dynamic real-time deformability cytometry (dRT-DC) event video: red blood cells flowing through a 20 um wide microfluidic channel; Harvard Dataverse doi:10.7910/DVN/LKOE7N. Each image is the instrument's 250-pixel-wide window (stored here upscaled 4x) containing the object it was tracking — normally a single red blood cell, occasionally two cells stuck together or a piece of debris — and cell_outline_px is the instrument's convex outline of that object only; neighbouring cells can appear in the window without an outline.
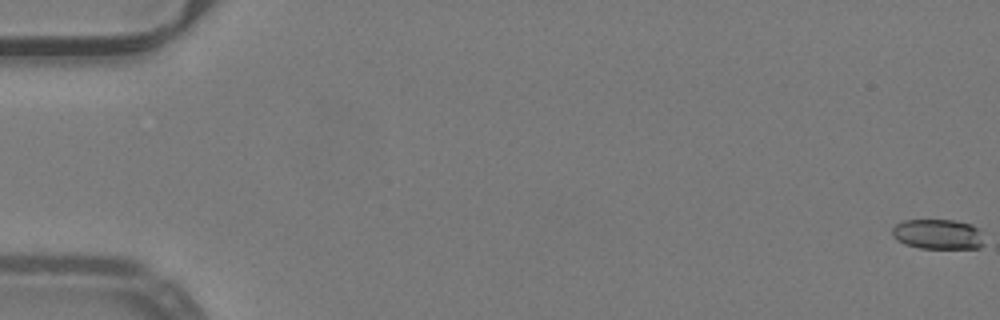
{"species": "common noctule bat (a hibernating species)", "species_latin": "Nyctalus noctula", "temperature_condition": "warm", "stored_images_in_passage": 53, "camera_frame_rate_fps": 3000, "um_per_image_px": 0.085, "animal": {"sex": "male", "body_mass_g": 19.2, "forearm_length_mm": 51.8}, "frame": {"image": 1, "passage_image": 1, "time_ms": 0.0, "image_size_px": [1000, 320], "cell_outline_px": [[984, 244], [980, 248], [920, 248], [904, 244], [896, 240], [892, 236], [892, 228], [896, 224], [904, 220], [956, 220], [972, 224], [980, 232]], "centroid_in_image_um": [79.7, 19.91], "position_along_channel_um": 5.3, "area_um2": 16.18}}
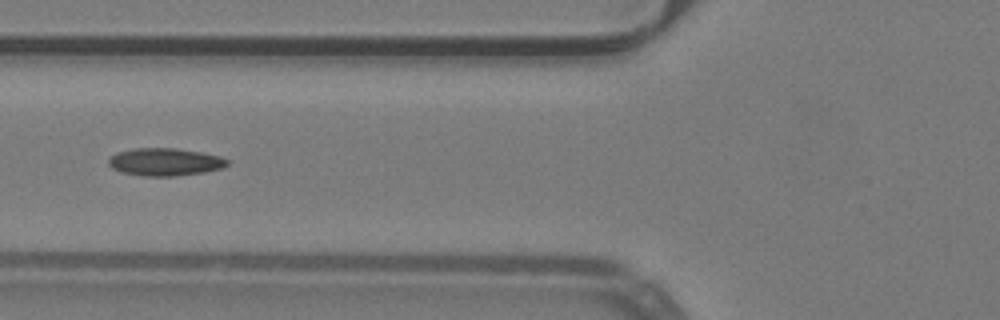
{"frame": {"image": 2, "passage_image": 22, "time_ms": 7.0, "image_size_px": [1000, 320], "cell_outline_px": [[228, 164], [220, 168], [204, 172], [176, 176], [144, 176], [120, 172], [112, 168], [108, 164], [108, 160], [116, 152], [132, 148], [176, 148], [200, 152], [220, 156], [228, 160]], "centroid_in_image_um": [13.98, 13.76], "position_along_channel_um": 111.8, "area_um2": 19.13}}
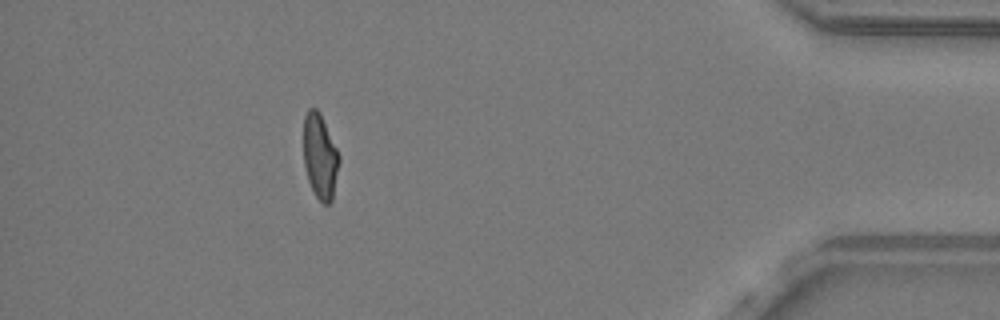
{"frame": {"image": 3, "passage_image": 48, "time_ms": 15.667, "image_size_px": [1000, 320], "cell_outline_px": [[340, 160], [332, 200], [328, 204], [324, 204], [316, 196], [308, 180], [304, 164], [304, 116], [308, 108], [316, 108], [320, 112], [340, 156]], "centroid_in_image_um": [27.2, 13.27], "position_along_channel_um": 408.0, "area_um2": 17.51}, "authors_computed_cell_mechanics": {"area_um2": 18.207, "velocity_mm_per_s": 4.0211, "shape_relaxation_time_tau1_ms": 6.6485, "shape_relaxation_time_tau2_ms": 1.6259, "deformation_change_tau1": 0.1935, "deformation_change_tau2": 0.0919}}